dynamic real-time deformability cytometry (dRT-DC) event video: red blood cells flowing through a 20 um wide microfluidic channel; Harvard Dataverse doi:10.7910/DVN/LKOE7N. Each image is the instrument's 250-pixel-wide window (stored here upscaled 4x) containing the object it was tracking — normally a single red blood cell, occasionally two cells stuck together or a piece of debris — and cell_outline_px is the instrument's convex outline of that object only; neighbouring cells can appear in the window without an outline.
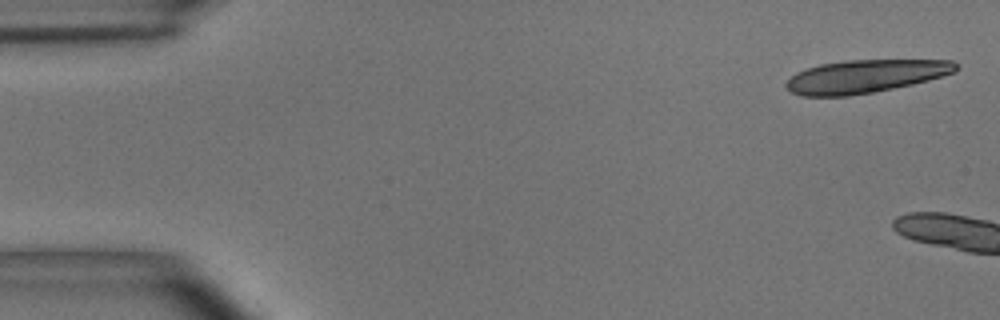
{"species": "common noctule bat (a hibernating species)", "species_latin": "Nyctalus noctula", "temperature_condition": "room temperature", "stored_images_in_passage": 4, "camera_frame_rate_fps": 3000, "um_per_image_px": 0.085, "animal": {"sex": "male", "body_mass_g": 15.6}, "frame": {"image": 1, "passage_image": 1, "time_ms": 0.0, "image_size_px": [1000, 320], "cell_outline_px": [[960, 68], [956, 72], [928, 80], [912, 84], [872, 92], [848, 96], [800, 96], [792, 92], [784, 84], [796, 72], [820, 64], [844, 60], [952, 60]], "centroid_in_image_um": [73.55, 6.48], "position_along_channel_um": 11.4, "area_um2": 32.6}}